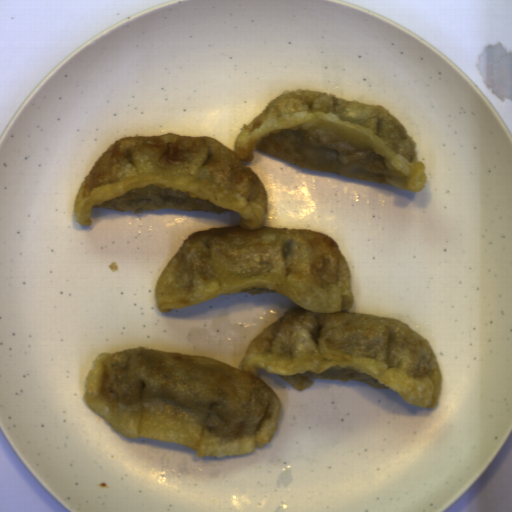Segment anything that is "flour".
<instances>
[{"label": "flour", "mask_w": 512, "mask_h": 512, "mask_svg": "<svg viewBox=\"0 0 512 512\" xmlns=\"http://www.w3.org/2000/svg\"><path fill=\"white\" fill-rule=\"evenodd\" d=\"M255 151L417 193L428 181L417 141L389 110L312 88L269 100L242 124L232 150L209 136L173 132L110 144L75 194L73 216L82 227L92 226L94 207L240 216V225L183 240L155 283L161 314L243 293H280L296 306L251 340L242 368L143 345L96 355L82 398L119 435L180 444L201 458L262 450L283 408L258 369L301 392L312 379L359 381L392 389L417 407L438 403L443 374L428 339L398 318L342 312L354 307L355 296L336 240L313 230L267 227V188L241 162Z\"/></svg>", "instance_id": "1"}]
</instances>
